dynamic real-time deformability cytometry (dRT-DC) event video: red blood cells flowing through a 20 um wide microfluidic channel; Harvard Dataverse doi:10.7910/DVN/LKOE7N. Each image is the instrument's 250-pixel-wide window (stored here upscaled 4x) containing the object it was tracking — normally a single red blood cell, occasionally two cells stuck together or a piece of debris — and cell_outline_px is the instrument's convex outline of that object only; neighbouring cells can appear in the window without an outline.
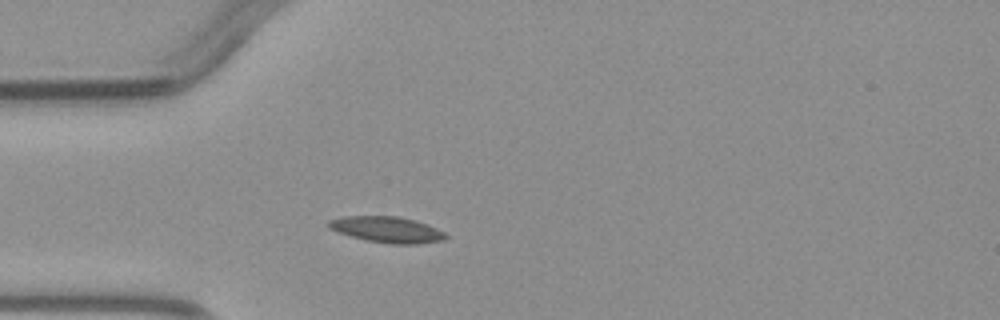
{"species": "common noctule bat (a hibernating species)", "species_latin": "Nyctalus noctula", "temperature_condition": "warm", "stored_images_in_passage": 1, "camera_frame_rate_fps": 3000, "um_per_image_px": 0.085, "animal": {"sex": "male", "body_mass_g": 23.1, "forearm_length_mm": 52.7}, "frame": {"image": 1, "passage_image": 1, "time_ms": 0.0, "image_size_px": [1000, 320], "cell_outline_px": [[448, 236], [444, 240], [420, 244], [392, 244], [368, 240], [336, 232], [328, 228], [328, 220], [344, 216], [396, 216], [416, 220], [428, 224], [444, 232]], "centroid_in_image_um": [32.91, 19.51], "position_along_channel_um": 52.1, "area_um2": 17.8}}